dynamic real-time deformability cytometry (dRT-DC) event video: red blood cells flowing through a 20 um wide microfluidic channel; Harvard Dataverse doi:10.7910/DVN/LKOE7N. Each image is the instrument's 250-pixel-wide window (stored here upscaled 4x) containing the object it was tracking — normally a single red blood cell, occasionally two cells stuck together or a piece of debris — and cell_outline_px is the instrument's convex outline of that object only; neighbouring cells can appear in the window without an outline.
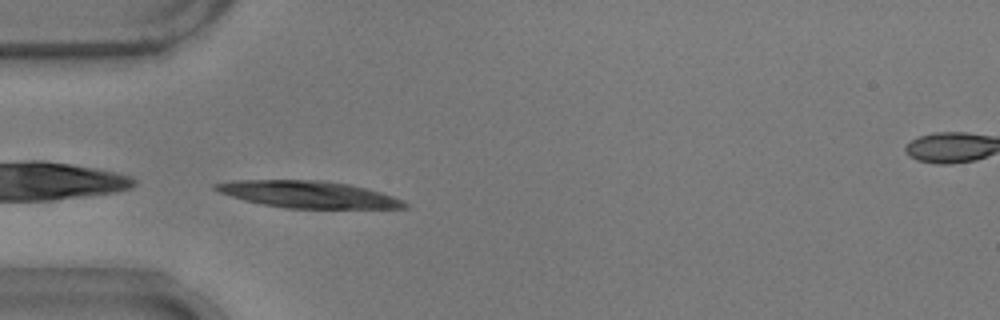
{"species": "common noctule bat (a hibernating species)", "species_latin": "Nyctalus noctula", "temperature_condition": "warm", "stored_images_in_passage": 34, "camera_frame_rate_fps": 3000, "um_per_image_px": 0.085, "animal": {"sex": "male", "body_mass_g": 17.9}, "frame": {"image": 1, "passage_image": 1, "time_ms": 0.0, "image_size_px": [1000, 320], "cell_outline_px": [[408, 208], [284, 208], [244, 200], [220, 192], [212, 188], [212, 184], [232, 180], [324, 180], [348, 184], [380, 192], [404, 200], [408, 204]], "centroid_in_image_um": [26.19, 16.52], "position_along_channel_um": 58.8, "area_um2": 29.48}}
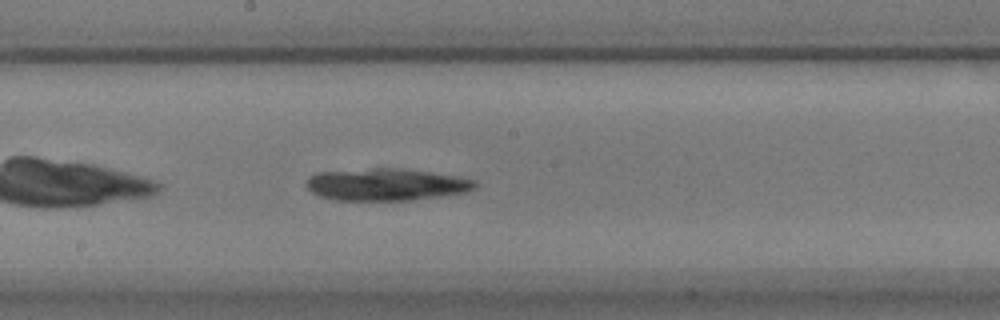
{"frame": {"image": 2, "passage_image": 14, "time_ms": 4.333, "image_size_px": [1000, 320], "cell_outline_px": [[480, 184], [476, 188], [468, 192], [440, 196], [408, 200], [336, 200], [320, 196], [312, 192], [308, 188], [308, 176], [316, 172], [372, 168], [400, 168], [432, 172], [456, 176], [476, 180]], "centroid_in_image_um": [32.87, 15.67], "position_along_channel_um": 215.3, "area_um2": 31.73}}
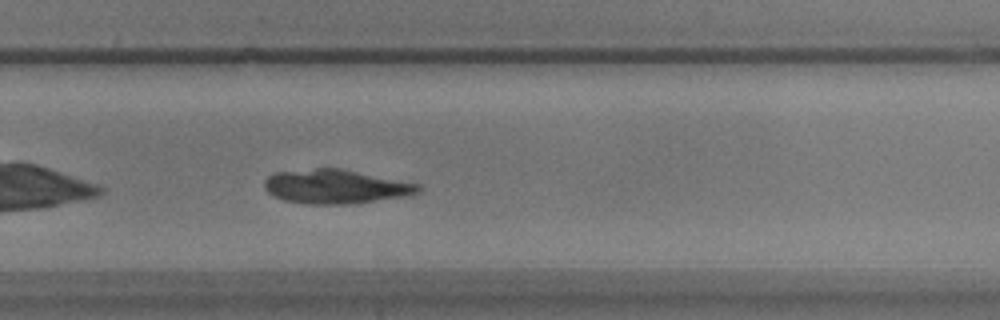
{"frame": {"image": 3, "passage_image": 21, "time_ms": 6.667, "image_size_px": [1000, 320], "cell_outline_px": [[420, 192], [404, 196], [352, 204], [308, 204], [284, 200], [268, 192], [264, 188], [264, 180], [268, 176], [276, 172], [316, 168], [340, 168], [420, 184]], "centroid_in_image_um": [28.51, 15.86], "position_along_channel_um": 301.3, "area_um2": 30.4}}